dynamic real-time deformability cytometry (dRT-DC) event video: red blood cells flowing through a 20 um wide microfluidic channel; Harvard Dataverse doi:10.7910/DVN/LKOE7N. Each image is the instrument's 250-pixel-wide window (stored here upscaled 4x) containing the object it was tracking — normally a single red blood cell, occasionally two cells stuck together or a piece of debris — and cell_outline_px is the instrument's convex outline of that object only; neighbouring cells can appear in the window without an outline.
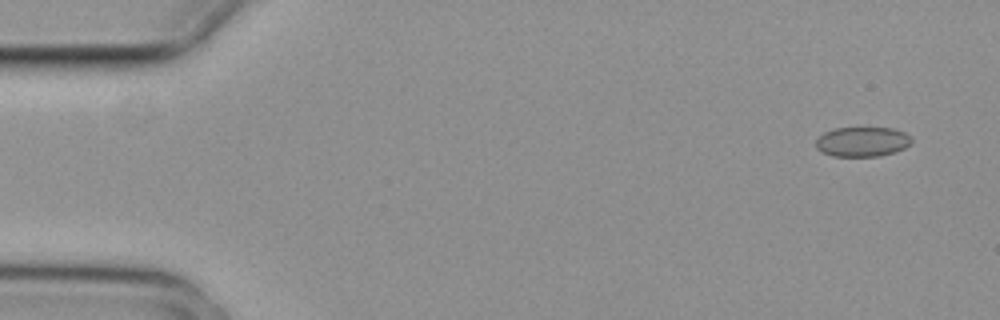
{"species": "common noctule bat (a hibernating species)", "species_latin": "Nyctalus noctula", "temperature_condition": "cold", "stored_images_in_passage": 4, "segment_of_instrument_passage": [2, 2], "camera_frame_rate_fps": 3000, "um_per_image_px": 0.085, "animal": {"sex": "female", "body_mass_g": 29.2, "forearm_length_mm": 56.3}, "frame": {"image": 1, "passage_image": 4, "time_ms": 1.0, "image_size_px": [1000, 320], "cell_outline_px": [[912, 144], [896, 152], [880, 156], [832, 156], [820, 152], [816, 148], [816, 140], [824, 132], [836, 128], [892, 128], [904, 132], [912, 140]], "centroid_in_image_um": [73.29, 12.06], "position_along_channel_um": 11.7, "area_um2": 16.65}}